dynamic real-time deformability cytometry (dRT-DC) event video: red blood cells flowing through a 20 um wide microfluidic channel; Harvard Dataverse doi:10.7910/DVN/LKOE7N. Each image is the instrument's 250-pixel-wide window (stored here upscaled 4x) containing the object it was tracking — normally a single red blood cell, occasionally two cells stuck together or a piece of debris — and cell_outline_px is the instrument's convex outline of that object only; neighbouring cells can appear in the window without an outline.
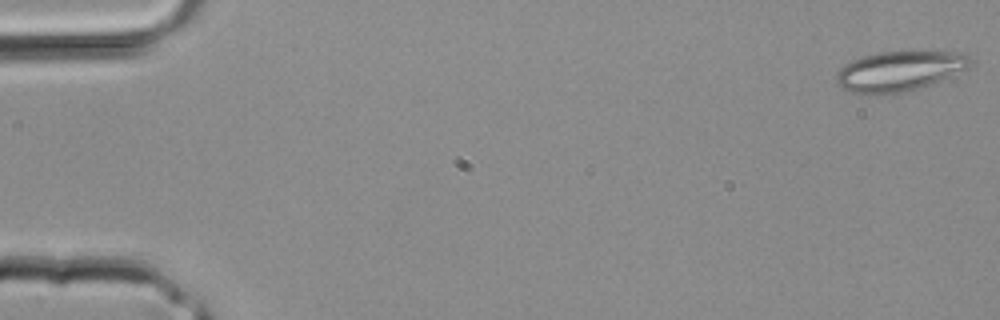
{"species": "common noctule bat (a hibernating species)", "species_latin": "Nyctalus noctula", "temperature_condition": "room temperature", "stored_images_in_passage": 3, "camera_frame_rate_fps": 3000, "um_per_image_px": 0.085, "animal": {"sex": "male", "body_mass_g": 20.4}, "frame": {"image": 1, "passage_image": 1, "time_ms": 0.0, "image_size_px": [1000, 320], "cell_outline_px": [[976, 60], [968, 68], [940, 80], [904, 92], [860, 96], [848, 92], [836, 84], [836, 72], [844, 64], [852, 60], [864, 56], [880, 52], [968, 52]], "centroid_in_image_um": [76.43, 6.05], "position_along_channel_um": 8.6, "area_um2": 31.62}}